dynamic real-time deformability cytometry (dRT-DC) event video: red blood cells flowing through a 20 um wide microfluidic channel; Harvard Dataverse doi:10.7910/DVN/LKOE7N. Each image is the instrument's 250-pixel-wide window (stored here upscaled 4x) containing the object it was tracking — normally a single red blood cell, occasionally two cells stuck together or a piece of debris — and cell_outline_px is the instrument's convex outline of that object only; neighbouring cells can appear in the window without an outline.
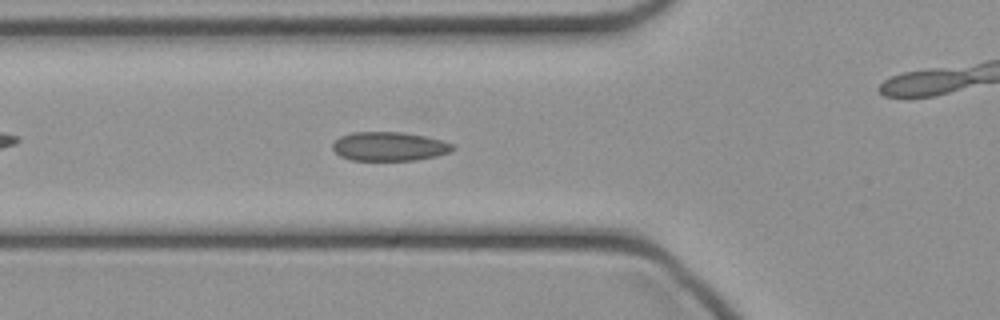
{"species": "common noctule bat (a hibernating species)", "species_latin": "Nyctalus noctula", "temperature_condition": "cold", "stored_images_in_passage": 47, "camera_frame_rate_fps": 3000, "um_per_image_px": 0.085, "animal": {"sex": "female", "body_mass_g": 21.9}, "frame": {"image": 1, "passage_image": 16, "time_ms": 5.0, "image_size_px": [1000, 320], "cell_outline_px": [[456, 148], [448, 152], [436, 156], [416, 160], [352, 160], [340, 156], [332, 148], [332, 144], [340, 136], [352, 132], [400, 132], [424, 136], [440, 140], [452, 144]], "centroid_in_image_um": [33.06, 12.44], "position_along_channel_um": 92.7, "area_um2": 20.11}}
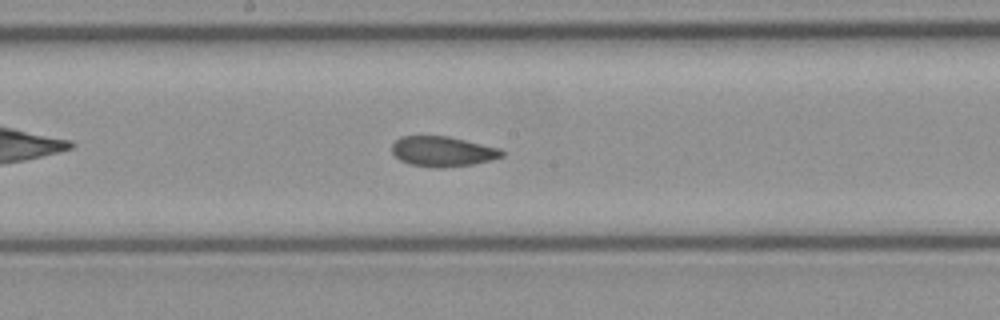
{"frame": {"image": 2, "passage_image": 24, "time_ms": 7.667, "image_size_px": [1000, 320], "cell_outline_px": [[504, 156], [492, 160], [472, 164], [444, 168], [436, 168], [408, 164], [400, 160], [392, 152], [392, 144], [400, 136], [448, 136], [500, 148], [504, 152]], "centroid_in_image_um": [37.63, 12.88], "position_along_channel_um": 210.6, "area_um2": 19.42}}
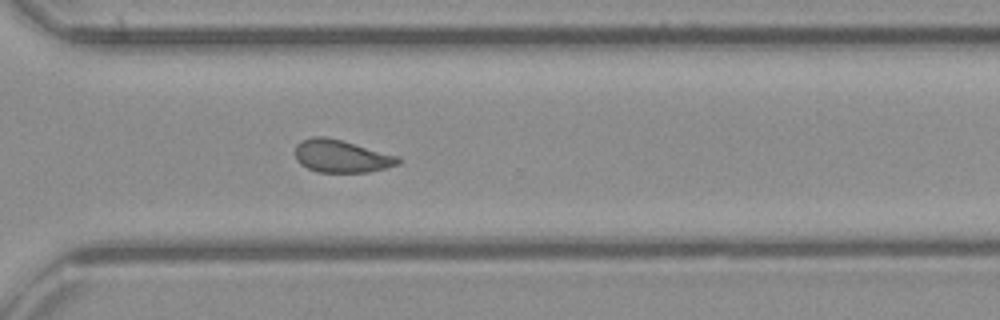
{"frame": {"image": 3, "passage_image": 33, "time_ms": 10.667, "image_size_px": [1000, 320], "cell_outline_px": [[400, 164], [368, 172], [316, 172], [300, 164], [296, 160], [296, 144], [300, 140], [312, 136], [324, 136], [340, 140], [400, 156]], "centroid_in_image_um": [29.0, 13.27], "position_along_channel_um": 341.6, "area_um2": 19.59}}